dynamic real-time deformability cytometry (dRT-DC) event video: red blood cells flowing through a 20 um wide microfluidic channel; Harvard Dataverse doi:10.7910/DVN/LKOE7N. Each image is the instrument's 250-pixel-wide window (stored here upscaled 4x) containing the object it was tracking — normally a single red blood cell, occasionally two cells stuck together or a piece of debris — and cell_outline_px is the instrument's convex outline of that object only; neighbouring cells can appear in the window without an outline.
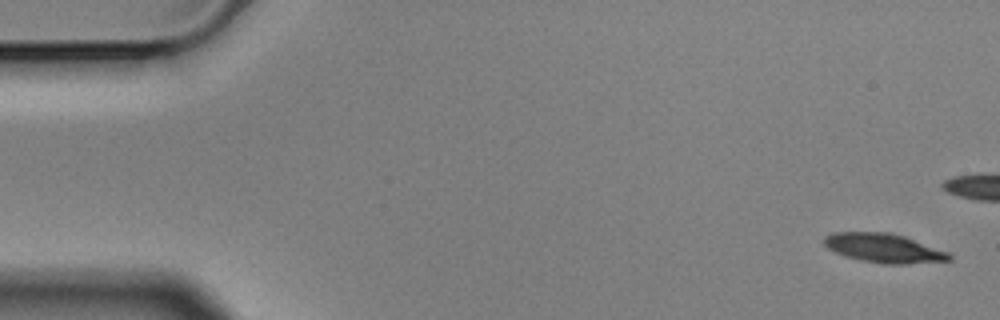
{"species": "Egyptian fruit bat (a non-hibernating species)", "species_latin": "Rousettus aegyptiacus", "temperature_condition": "cold", "stored_images_in_passage": 6, "camera_frame_rate_fps": 3000, "um_per_image_px": 0.085, "animal": {"sex": "male"}, "frame": {"image": 1, "passage_image": 1, "time_ms": 0.0, "image_size_px": [1000, 320], "cell_outline_px": [[952, 260], [908, 264], [884, 264], [860, 260], [844, 256], [828, 248], [824, 244], [824, 236], [832, 232], [888, 232], [904, 236], [948, 252], [952, 256]], "centroid_in_image_um": [75.11, 21.09], "position_along_channel_um": 9.9, "area_um2": 21.21}}
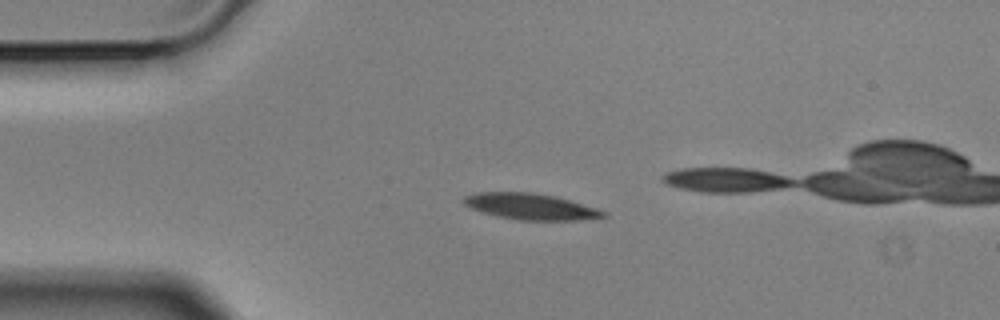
{"frame": {"image": 2, "passage_image": 3, "time_ms": 0.667, "image_size_px": [1000, 320], "cell_outline_px": [[608, 216], [580, 220], [520, 220], [496, 216], [472, 208], [464, 204], [460, 200], [464, 196], [476, 192], [532, 192], [556, 196], [596, 208], [608, 212]], "centroid_in_image_um": [45.1, 17.55], "position_along_channel_um": 39.9, "area_um2": 21.33}}